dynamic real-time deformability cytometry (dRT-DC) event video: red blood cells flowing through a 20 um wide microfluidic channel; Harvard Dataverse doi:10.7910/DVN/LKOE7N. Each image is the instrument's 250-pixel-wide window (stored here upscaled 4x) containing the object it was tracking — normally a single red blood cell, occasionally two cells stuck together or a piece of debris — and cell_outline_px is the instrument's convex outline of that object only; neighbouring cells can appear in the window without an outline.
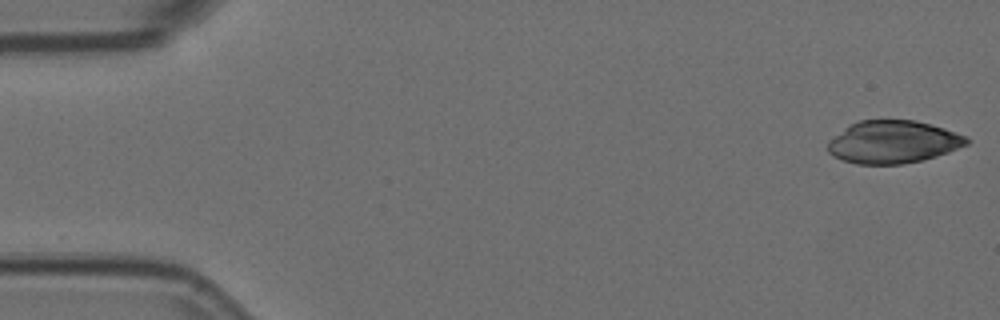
{"species": "Egyptian fruit bat (a non-hibernating species)", "species_latin": "Rousettus aegyptiacus", "temperature_condition": "room temperature", "stored_images_in_passage": 6, "camera_frame_rate_fps": 3000, "um_per_image_px": 0.085, "animal": {"sex": "female"}, "frame": {"image": 1, "passage_image": 1, "time_ms": 0.0, "image_size_px": [1000, 320], "cell_outline_px": [[972, 140], [968, 144], [948, 152], [924, 160], [900, 164], [856, 164], [832, 156], [828, 152], [828, 140], [848, 124], [860, 120], [916, 120], [944, 128], [968, 136]], "centroid_in_image_um": [75.91, 12.06], "position_along_channel_um": 9.1, "area_um2": 34.8}}